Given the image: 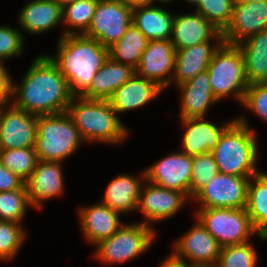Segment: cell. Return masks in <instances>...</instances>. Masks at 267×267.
Segmentation results:
<instances>
[{
	"instance_id": "obj_1",
	"label": "cell",
	"mask_w": 267,
	"mask_h": 267,
	"mask_svg": "<svg viewBox=\"0 0 267 267\" xmlns=\"http://www.w3.org/2000/svg\"><path fill=\"white\" fill-rule=\"evenodd\" d=\"M15 107L36 115L67 112L74 95L59 68L46 55H39L21 85H13Z\"/></svg>"
},
{
	"instance_id": "obj_10",
	"label": "cell",
	"mask_w": 267,
	"mask_h": 267,
	"mask_svg": "<svg viewBox=\"0 0 267 267\" xmlns=\"http://www.w3.org/2000/svg\"><path fill=\"white\" fill-rule=\"evenodd\" d=\"M252 176L218 173L193 198L209 208H246L248 184Z\"/></svg>"
},
{
	"instance_id": "obj_31",
	"label": "cell",
	"mask_w": 267,
	"mask_h": 267,
	"mask_svg": "<svg viewBox=\"0 0 267 267\" xmlns=\"http://www.w3.org/2000/svg\"><path fill=\"white\" fill-rule=\"evenodd\" d=\"M0 161L4 167L26 182L39 160L35 148L28 147L0 149Z\"/></svg>"
},
{
	"instance_id": "obj_20",
	"label": "cell",
	"mask_w": 267,
	"mask_h": 267,
	"mask_svg": "<svg viewBox=\"0 0 267 267\" xmlns=\"http://www.w3.org/2000/svg\"><path fill=\"white\" fill-rule=\"evenodd\" d=\"M136 73L129 65L108 57L95 74L90 86L80 95L87 99L109 100L115 90L120 88Z\"/></svg>"
},
{
	"instance_id": "obj_9",
	"label": "cell",
	"mask_w": 267,
	"mask_h": 267,
	"mask_svg": "<svg viewBox=\"0 0 267 267\" xmlns=\"http://www.w3.org/2000/svg\"><path fill=\"white\" fill-rule=\"evenodd\" d=\"M133 8L121 0H98L92 22L85 36L103 47H112L132 23Z\"/></svg>"
},
{
	"instance_id": "obj_39",
	"label": "cell",
	"mask_w": 267,
	"mask_h": 267,
	"mask_svg": "<svg viewBox=\"0 0 267 267\" xmlns=\"http://www.w3.org/2000/svg\"><path fill=\"white\" fill-rule=\"evenodd\" d=\"M23 37L19 31L0 26V64L5 58L21 54Z\"/></svg>"
},
{
	"instance_id": "obj_32",
	"label": "cell",
	"mask_w": 267,
	"mask_h": 267,
	"mask_svg": "<svg viewBox=\"0 0 267 267\" xmlns=\"http://www.w3.org/2000/svg\"><path fill=\"white\" fill-rule=\"evenodd\" d=\"M30 205L26 186L14 191L0 192V221L20 223Z\"/></svg>"
},
{
	"instance_id": "obj_24",
	"label": "cell",
	"mask_w": 267,
	"mask_h": 267,
	"mask_svg": "<svg viewBox=\"0 0 267 267\" xmlns=\"http://www.w3.org/2000/svg\"><path fill=\"white\" fill-rule=\"evenodd\" d=\"M222 43L223 42H219L214 48L210 46V42H204L195 46L176 50L174 78L177 81V85L206 71L214 52Z\"/></svg>"
},
{
	"instance_id": "obj_25",
	"label": "cell",
	"mask_w": 267,
	"mask_h": 267,
	"mask_svg": "<svg viewBox=\"0 0 267 267\" xmlns=\"http://www.w3.org/2000/svg\"><path fill=\"white\" fill-rule=\"evenodd\" d=\"M62 9L56 0L30 1L21 10L19 23L29 33H43L63 20Z\"/></svg>"
},
{
	"instance_id": "obj_46",
	"label": "cell",
	"mask_w": 267,
	"mask_h": 267,
	"mask_svg": "<svg viewBox=\"0 0 267 267\" xmlns=\"http://www.w3.org/2000/svg\"><path fill=\"white\" fill-rule=\"evenodd\" d=\"M189 267H216V266L189 265Z\"/></svg>"
},
{
	"instance_id": "obj_4",
	"label": "cell",
	"mask_w": 267,
	"mask_h": 267,
	"mask_svg": "<svg viewBox=\"0 0 267 267\" xmlns=\"http://www.w3.org/2000/svg\"><path fill=\"white\" fill-rule=\"evenodd\" d=\"M256 141L245 119H236L211 151L220 173L234 176L258 174L260 171L256 168Z\"/></svg>"
},
{
	"instance_id": "obj_15",
	"label": "cell",
	"mask_w": 267,
	"mask_h": 267,
	"mask_svg": "<svg viewBox=\"0 0 267 267\" xmlns=\"http://www.w3.org/2000/svg\"><path fill=\"white\" fill-rule=\"evenodd\" d=\"M175 56L176 50L171 40L149 41L135 70L136 74L155 82L163 89L172 81L165 76L173 72Z\"/></svg>"
},
{
	"instance_id": "obj_36",
	"label": "cell",
	"mask_w": 267,
	"mask_h": 267,
	"mask_svg": "<svg viewBox=\"0 0 267 267\" xmlns=\"http://www.w3.org/2000/svg\"><path fill=\"white\" fill-rule=\"evenodd\" d=\"M98 0H77L62 9V18L66 25L80 28L84 34L93 19Z\"/></svg>"
},
{
	"instance_id": "obj_14",
	"label": "cell",
	"mask_w": 267,
	"mask_h": 267,
	"mask_svg": "<svg viewBox=\"0 0 267 267\" xmlns=\"http://www.w3.org/2000/svg\"><path fill=\"white\" fill-rule=\"evenodd\" d=\"M195 226L178 241H175V251L171 254L179 261L183 256L192 262L188 265L215 266L220 254L221 246L206 230L199 220Z\"/></svg>"
},
{
	"instance_id": "obj_2",
	"label": "cell",
	"mask_w": 267,
	"mask_h": 267,
	"mask_svg": "<svg viewBox=\"0 0 267 267\" xmlns=\"http://www.w3.org/2000/svg\"><path fill=\"white\" fill-rule=\"evenodd\" d=\"M58 54L48 56L65 76L71 93L80 96L109 57L97 40L70 30L60 37Z\"/></svg>"
},
{
	"instance_id": "obj_17",
	"label": "cell",
	"mask_w": 267,
	"mask_h": 267,
	"mask_svg": "<svg viewBox=\"0 0 267 267\" xmlns=\"http://www.w3.org/2000/svg\"><path fill=\"white\" fill-rule=\"evenodd\" d=\"M188 198L184 193L149 183L141 188L137 209L152 221H162L174 215Z\"/></svg>"
},
{
	"instance_id": "obj_47",
	"label": "cell",
	"mask_w": 267,
	"mask_h": 267,
	"mask_svg": "<svg viewBox=\"0 0 267 267\" xmlns=\"http://www.w3.org/2000/svg\"><path fill=\"white\" fill-rule=\"evenodd\" d=\"M186 1L191 2L192 4L194 3L195 5H197L200 2V0H186Z\"/></svg>"
},
{
	"instance_id": "obj_28",
	"label": "cell",
	"mask_w": 267,
	"mask_h": 267,
	"mask_svg": "<svg viewBox=\"0 0 267 267\" xmlns=\"http://www.w3.org/2000/svg\"><path fill=\"white\" fill-rule=\"evenodd\" d=\"M141 180L133 176L119 175L107 186L102 203L118 213L137 210Z\"/></svg>"
},
{
	"instance_id": "obj_44",
	"label": "cell",
	"mask_w": 267,
	"mask_h": 267,
	"mask_svg": "<svg viewBox=\"0 0 267 267\" xmlns=\"http://www.w3.org/2000/svg\"><path fill=\"white\" fill-rule=\"evenodd\" d=\"M62 7L72 4L73 2H76L77 0H56Z\"/></svg>"
},
{
	"instance_id": "obj_19",
	"label": "cell",
	"mask_w": 267,
	"mask_h": 267,
	"mask_svg": "<svg viewBox=\"0 0 267 267\" xmlns=\"http://www.w3.org/2000/svg\"><path fill=\"white\" fill-rule=\"evenodd\" d=\"M203 117L182 119L186 131L183 136V147L188 156H197L211 152L219 143L223 133L236 121L227 122L221 128L214 123L203 121Z\"/></svg>"
},
{
	"instance_id": "obj_45",
	"label": "cell",
	"mask_w": 267,
	"mask_h": 267,
	"mask_svg": "<svg viewBox=\"0 0 267 267\" xmlns=\"http://www.w3.org/2000/svg\"><path fill=\"white\" fill-rule=\"evenodd\" d=\"M254 1H262V0H235V2H254Z\"/></svg>"
},
{
	"instance_id": "obj_12",
	"label": "cell",
	"mask_w": 267,
	"mask_h": 267,
	"mask_svg": "<svg viewBox=\"0 0 267 267\" xmlns=\"http://www.w3.org/2000/svg\"><path fill=\"white\" fill-rule=\"evenodd\" d=\"M11 106L0 109V149L34 147L38 115Z\"/></svg>"
},
{
	"instance_id": "obj_23",
	"label": "cell",
	"mask_w": 267,
	"mask_h": 267,
	"mask_svg": "<svg viewBox=\"0 0 267 267\" xmlns=\"http://www.w3.org/2000/svg\"><path fill=\"white\" fill-rule=\"evenodd\" d=\"M163 89L151 80L138 76L136 73L120 88L116 89L109 102L116 113L139 108Z\"/></svg>"
},
{
	"instance_id": "obj_22",
	"label": "cell",
	"mask_w": 267,
	"mask_h": 267,
	"mask_svg": "<svg viewBox=\"0 0 267 267\" xmlns=\"http://www.w3.org/2000/svg\"><path fill=\"white\" fill-rule=\"evenodd\" d=\"M79 213L84 236L95 244L111 237L123 225L119 221L120 213L104 203L81 208Z\"/></svg>"
},
{
	"instance_id": "obj_7",
	"label": "cell",
	"mask_w": 267,
	"mask_h": 267,
	"mask_svg": "<svg viewBox=\"0 0 267 267\" xmlns=\"http://www.w3.org/2000/svg\"><path fill=\"white\" fill-rule=\"evenodd\" d=\"M196 215L221 247L248 242L249 236L258 234L246 208L199 209Z\"/></svg>"
},
{
	"instance_id": "obj_6",
	"label": "cell",
	"mask_w": 267,
	"mask_h": 267,
	"mask_svg": "<svg viewBox=\"0 0 267 267\" xmlns=\"http://www.w3.org/2000/svg\"><path fill=\"white\" fill-rule=\"evenodd\" d=\"M214 97L218 100L231 93L243 101L249 87L242 52L237 45L222 43L207 68Z\"/></svg>"
},
{
	"instance_id": "obj_42",
	"label": "cell",
	"mask_w": 267,
	"mask_h": 267,
	"mask_svg": "<svg viewBox=\"0 0 267 267\" xmlns=\"http://www.w3.org/2000/svg\"><path fill=\"white\" fill-rule=\"evenodd\" d=\"M161 267H189V265L184 260L179 261L170 255L169 258L167 257L165 262L163 261Z\"/></svg>"
},
{
	"instance_id": "obj_8",
	"label": "cell",
	"mask_w": 267,
	"mask_h": 267,
	"mask_svg": "<svg viewBox=\"0 0 267 267\" xmlns=\"http://www.w3.org/2000/svg\"><path fill=\"white\" fill-rule=\"evenodd\" d=\"M149 222L122 225V227L108 239L97 245V258L105 263H124L147 250L154 237V230Z\"/></svg>"
},
{
	"instance_id": "obj_41",
	"label": "cell",
	"mask_w": 267,
	"mask_h": 267,
	"mask_svg": "<svg viewBox=\"0 0 267 267\" xmlns=\"http://www.w3.org/2000/svg\"><path fill=\"white\" fill-rule=\"evenodd\" d=\"M13 85V80H11L10 75L4 66L0 64V109L14 97Z\"/></svg>"
},
{
	"instance_id": "obj_34",
	"label": "cell",
	"mask_w": 267,
	"mask_h": 267,
	"mask_svg": "<svg viewBox=\"0 0 267 267\" xmlns=\"http://www.w3.org/2000/svg\"><path fill=\"white\" fill-rule=\"evenodd\" d=\"M219 172V166L216 164L211 152L193 156L190 197H194Z\"/></svg>"
},
{
	"instance_id": "obj_30",
	"label": "cell",
	"mask_w": 267,
	"mask_h": 267,
	"mask_svg": "<svg viewBox=\"0 0 267 267\" xmlns=\"http://www.w3.org/2000/svg\"><path fill=\"white\" fill-rule=\"evenodd\" d=\"M148 43L143 32L131 23L123 36L109 48V57L136 70Z\"/></svg>"
},
{
	"instance_id": "obj_27",
	"label": "cell",
	"mask_w": 267,
	"mask_h": 267,
	"mask_svg": "<svg viewBox=\"0 0 267 267\" xmlns=\"http://www.w3.org/2000/svg\"><path fill=\"white\" fill-rule=\"evenodd\" d=\"M246 41L237 46L243 55L248 84L267 82V29L249 36Z\"/></svg>"
},
{
	"instance_id": "obj_5",
	"label": "cell",
	"mask_w": 267,
	"mask_h": 267,
	"mask_svg": "<svg viewBox=\"0 0 267 267\" xmlns=\"http://www.w3.org/2000/svg\"><path fill=\"white\" fill-rule=\"evenodd\" d=\"M83 141L67 112L38 115L35 151L38 160L61 162Z\"/></svg>"
},
{
	"instance_id": "obj_40",
	"label": "cell",
	"mask_w": 267,
	"mask_h": 267,
	"mask_svg": "<svg viewBox=\"0 0 267 267\" xmlns=\"http://www.w3.org/2000/svg\"><path fill=\"white\" fill-rule=\"evenodd\" d=\"M25 182L4 167L0 161V192L21 189Z\"/></svg>"
},
{
	"instance_id": "obj_13",
	"label": "cell",
	"mask_w": 267,
	"mask_h": 267,
	"mask_svg": "<svg viewBox=\"0 0 267 267\" xmlns=\"http://www.w3.org/2000/svg\"><path fill=\"white\" fill-rule=\"evenodd\" d=\"M267 29V0L235 2L229 25L222 32L223 42L237 45L241 39Z\"/></svg>"
},
{
	"instance_id": "obj_11",
	"label": "cell",
	"mask_w": 267,
	"mask_h": 267,
	"mask_svg": "<svg viewBox=\"0 0 267 267\" xmlns=\"http://www.w3.org/2000/svg\"><path fill=\"white\" fill-rule=\"evenodd\" d=\"M142 177L148 183L182 192L190 197L192 157L183 152L169 155L145 170Z\"/></svg>"
},
{
	"instance_id": "obj_33",
	"label": "cell",
	"mask_w": 267,
	"mask_h": 267,
	"mask_svg": "<svg viewBox=\"0 0 267 267\" xmlns=\"http://www.w3.org/2000/svg\"><path fill=\"white\" fill-rule=\"evenodd\" d=\"M257 253L251 243L221 247L216 267H256Z\"/></svg>"
},
{
	"instance_id": "obj_48",
	"label": "cell",
	"mask_w": 267,
	"mask_h": 267,
	"mask_svg": "<svg viewBox=\"0 0 267 267\" xmlns=\"http://www.w3.org/2000/svg\"><path fill=\"white\" fill-rule=\"evenodd\" d=\"M153 1H154V0H152V3H153ZM158 1L161 2V3H162V2H163V3H167V2H170V1H172V0H158Z\"/></svg>"
},
{
	"instance_id": "obj_35",
	"label": "cell",
	"mask_w": 267,
	"mask_h": 267,
	"mask_svg": "<svg viewBox=\"0 0 267 267\" xmlns=\"http://www.w3.org/2000/svg\"><path fill=\"white\" fill-rule=\"evenodd\" d=\"M234 3L235 0H200L196 12L222 33L230 23Z\"/></svg>"
},
{
	"instance_id": "obj_16",
	"label": "cell",
	"mask_w": 267,
	"mask_h": 267,
	"mask_svg": "<svg viewBox=\"0 0 267 267\" xmlns=\"http://www.w3.org/2000/svg\"><path fill=\"white\" fill-rule=\"evenodd\" d=\"M212 37L223 42L222 33L199 13L174 17L171 41L175 50L210 42Z\"/></svg>"
},
{
	"instance_id": "obj_29",
	"label": "cell",
	"mask_w": 267,
	"mask_h": 267,
	"mask_svg": "<svg viewBox=\"0 0 267 267\" xmlns=\"http://www.w3.org/2000/svg\"><path fill=\"white\" fill-rule=\"evenodd\" d=\"M249 181L246 211L261 239H267V175L259 172Z\"/></svg>"
},
{
	"instance_id": "obj_38",
	"label": "cell",
	"mask_w": 267,
	"mask_h": 267,
	"mask_svg": "<svg viewBox=\"0 0 267 267\" xmlns=\"http://www.w3.org/2000/svg\"><path fill=\"white\" fill-rule=\"evenodd\" d=\"M248 109L267 120V82H258L249 85L243 101Z\"/></svg>"
},
{
	"instance_id": "obj_21",
	"label": "cell",
	"mask_w": 267,
	"mask_h": 267,
	"mask_svg": "<svg viewBox=\"0 0 267 267\" xmlns=\"http://www.w3.org/2000/svg\"><path fill=\"white\" fill-rule=\"evenodd\" d=\"M178 87L182 91L181 119L204 118L210 104L217 102L207 70L181 83Z\"/></svg>"
},
{
	"instance_id": "obj_18",
	"label": "cell",
	"mask_w": 267,
	"mask_h": 267,
	"mask_svg": "<svg viewBox=\"0 0 267 267\" xmlns=\"http://www.w3.org/2000/svg\"><path fill=\"white\" fill-rule=\"evenodd\" d=\"M60 164L59 161H38L25 182L30 205L39 209L42 200L62 194L64 184Z\"/></svg>"
},
{
	"instance_id": "obj_43",
	"label": "cell",
	"mask_w": 267,
	"mask_h": 267,
	"mask_svg": "<svg viewBox=\"0 0 267 267\" xmlns=\"http://www.w3.org/2000/svg\"><path fill=\"white\" fill-rule=\"evenodd\" d=\"M128 6L134 8L138 6L151 5L152 0H121Z\"/></svg>"
},
{
	"instance_id": "obj_3",
	"label": "cell",
	"mask_w": 267,
	"mask_h": 267,
	"mask_svg": "<svg viewBox=\"0 0 267 267\" xmlns=\"http://www.w3.org/2000/svg\"><path fill=\"white\" fill-rule=\"evenodd\" d=\"M75 98L79 100L77 104ZM67 113L78 128L82 140L118 143L128 136V129L116 116L109 100L74 96Z\"/></svg>"
},
{
	"instance_id": "obj_37",
	"label": "cell",
	"mask_w": 267,
	"mask_h": 267,
	"mask_svg": "<svg viewBox=\"0 0 267 267\" xmlns=\"http://www.w3.org/2000/svg\"><path fill=\"white\" fill-rule=\"evenodd\" d=\"M11 221H0V259L7 260L15 256L24 241L23 228Z\"/></svg>"
},
{
	"instance_id": "obj_26",
	"label": "cell",
	"mask_w": 267,
	"mask_h": 267,
	"mask_svg": "<svg viewBox=\"0 0 267 267\" xmlns=\"http://www.w3.org/2000/svg\"><path fill=\"white\" fill-rule=\"evenodd\" d=\"M174 17L160 7L144 5L133 8L132 23L149 41L171 40Z\"/></svg>"
}]
</instances>
